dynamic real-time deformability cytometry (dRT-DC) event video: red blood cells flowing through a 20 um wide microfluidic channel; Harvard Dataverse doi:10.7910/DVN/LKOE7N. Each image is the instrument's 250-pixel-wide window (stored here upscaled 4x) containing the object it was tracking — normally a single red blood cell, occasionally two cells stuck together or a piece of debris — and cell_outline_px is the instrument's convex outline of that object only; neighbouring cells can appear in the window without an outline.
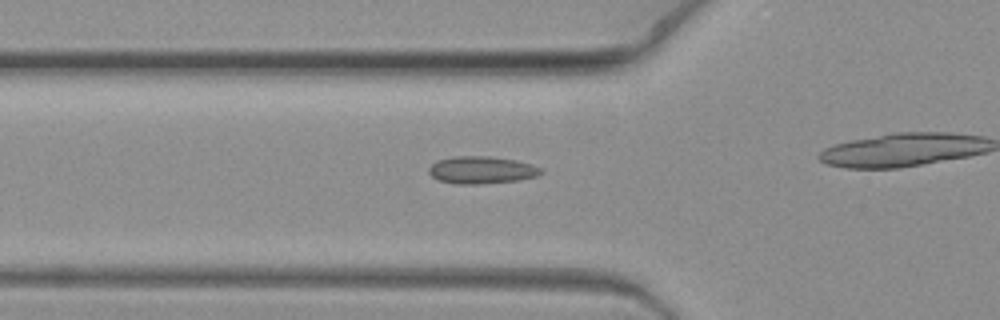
{"species": "common noctule bat (a hibernating species)", "species_latin": "Nyctalus noctula", "temperature_condition": "warm", "stored_images_in_passage": 9, "camera_frame_rate_fps": 3000, "um_per_image_px": 0.085, "animal": {"sex": "female", "body_mass_g": 19.3, "forearm_length_mm": 54.1}, "frame": {"image": 1, "passage_image": 8, "time_ms": 2.333, "image_size_px": [1000, 320], "cell_outline_px": [[544, 172], [536, 176], [520, 180], [480, 184], [456, 184], [440, 180], [432, 176], [428, 172], [428, 168], [436, 160], [452, 156], [488, 156], [516, 160], [532, 164], [540, 168]], "centroid_in_image_um": [40.92, 14.44], "position_along_channel_um": 84.9, "area_um2": 17.98}}